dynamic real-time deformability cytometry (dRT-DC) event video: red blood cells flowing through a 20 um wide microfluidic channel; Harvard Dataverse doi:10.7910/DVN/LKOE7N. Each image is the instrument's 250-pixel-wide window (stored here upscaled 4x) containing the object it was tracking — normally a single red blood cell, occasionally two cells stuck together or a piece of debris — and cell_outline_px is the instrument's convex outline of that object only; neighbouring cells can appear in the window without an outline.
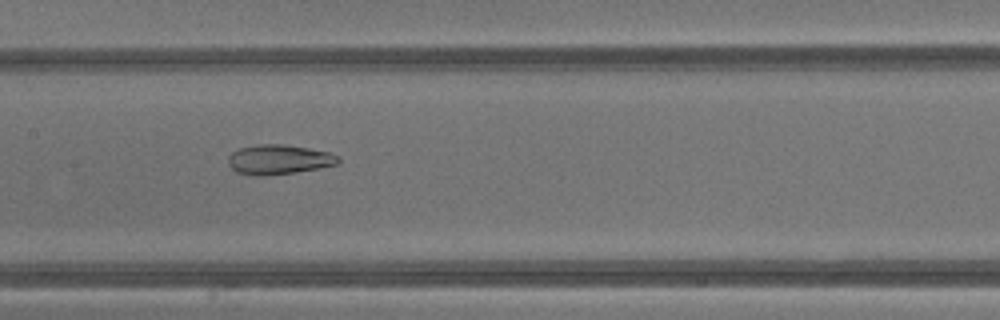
{"species": "common noctule bat (a hibernating species)", "species_latin": "Nyctalus noctula", "temperature_condition": "warm", "stored_images_in_passage": 37, "camera_frame_rate_fps": 3000, "um_per_image_px": 0.085, "animal": {"sex": "male", "body_mass_g": 13.3}, "frame": {"image": 1, "passage_image": 16, "time_ms": 5.0, "image_size_px": [1000, 320], "cell_outline_px": [[340, 164], [292, 172], [256, 176], [236, 172], [228, 164], [228, 156], [232, 152], [240, 148], [256, 144], [284, 144], [308, 148], [328, 152], [340, 156]], "centroid_in_image_um": [23.69, 13.54], "position_along_channel_um": 183.7, "area_um2": 18.9}}
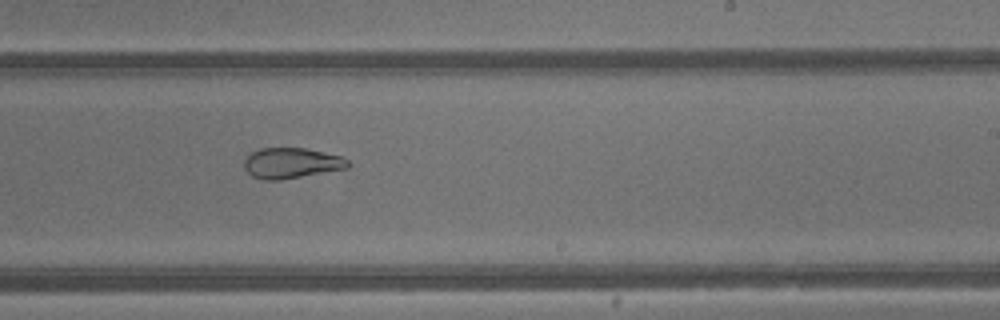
{"frame": {"image": 2, "passage_image": 21, "time_ms": 6.667, "image_size_px": [1000, 320], "cell_outline_px": [[352, 164], [348, 168], [280, 180], [264, 180], [252, 176], [244, 168], [244, 160], [252, 152], [260, 148], [304, 148], [340, 156], [348, 160]], "centroid_in_image_um": [24.77, 13.87], "position_along_channel_um": 264.2, "area_um2": 18.38}}
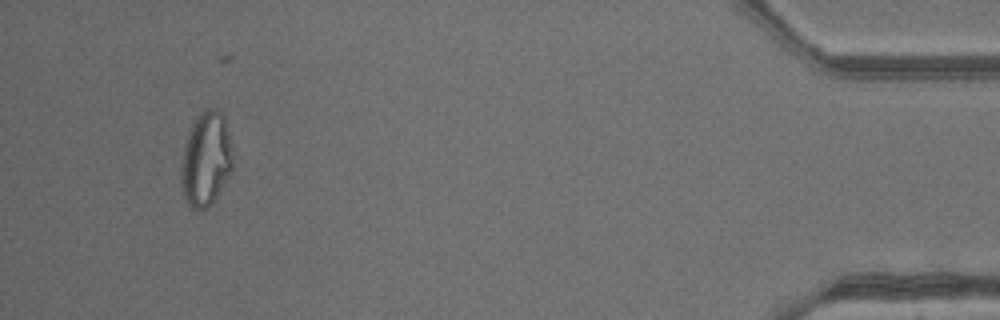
{"frame": {"image": 3, "passage_image": 35, "time_ms": 11.333, "image_size_px": [1000, 320], "cell_outline_px": [[232, 172], [212, 204], [200, 212], [192, 208], [188, 204], [184, 196], [180, 184], [180, 164], [184, 144], [188, 132], [192, 124], [204, 108], [216, 108], [224, 116], [232, 144]], "centroid_in_image_um": [17.5, 13.55], "position_along_channel_um": 417.7, "area_um2": 29.02}, "authors_computed_cell_mechanics": {"area_um2": 23.987, "velocity_mm_per_s": 4.8592, "shape_relaxation_time_tau1_ms": null, "shape_relaxation_time_tau2_ms": 2.005, "deformation_change_tau1": null, "deformation_change_tau2": 0.0501}}